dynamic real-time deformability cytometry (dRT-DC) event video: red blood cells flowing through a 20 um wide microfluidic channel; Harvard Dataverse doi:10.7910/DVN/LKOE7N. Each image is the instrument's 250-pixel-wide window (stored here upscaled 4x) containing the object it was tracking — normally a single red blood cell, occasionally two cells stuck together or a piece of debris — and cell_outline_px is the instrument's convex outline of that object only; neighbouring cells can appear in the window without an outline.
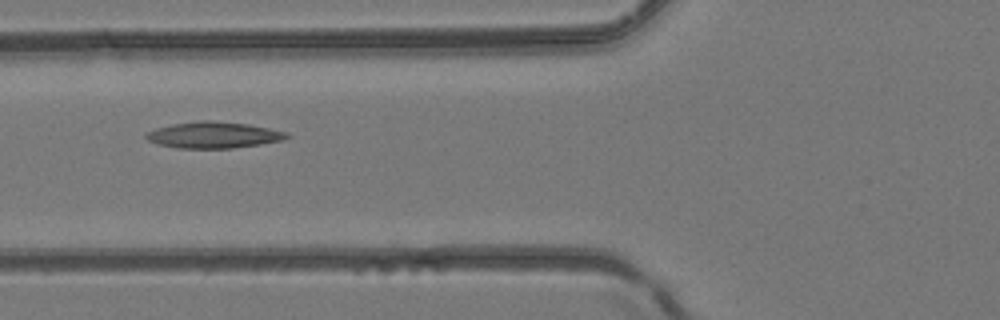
{"species": "common noctule bat (a hibernating species)", "species_latin": "Nyctalus noctula", "temperature_condition": "room temperature", "stored_images_in_passage": 5, "camera_frame_rate_fps": 3000, "um_per_image_px": 0.085, "animal": {"sex": "female", "body_mass_g": 24.6, "forearm_length_mm": 56.2}, "frame": {"image": 1, "passage_image": 5, "time_ms": 1.333, "image_size_px": [1000, 320], "cell_outline_px": [[292, 136], [280, 140], [260, 144], [232, 148], [176, 148], [160, 144], [148, 140], [144, 136], [148, 132], [156, 128], [172, 124], [200, 120], [208, 120], [248, 124], [288, 132]], "centroid_in_image_um": [18.16, 11.47], "position_along_channel_um": 107.6, "area_um2": 21.39}}